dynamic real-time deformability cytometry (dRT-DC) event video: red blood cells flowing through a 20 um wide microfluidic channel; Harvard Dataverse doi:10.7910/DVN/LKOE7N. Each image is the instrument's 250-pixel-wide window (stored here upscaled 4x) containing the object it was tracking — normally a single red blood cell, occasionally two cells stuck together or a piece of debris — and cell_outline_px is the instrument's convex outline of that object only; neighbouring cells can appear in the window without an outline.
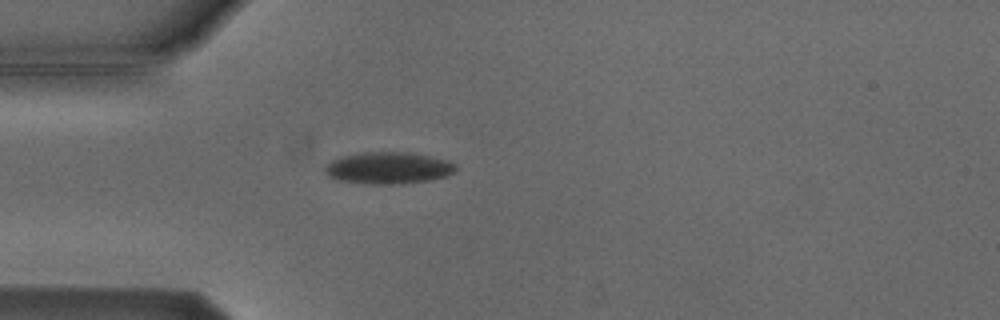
{"species": "Egyptian fruit bat (a non-hibernating species)", "species_latin": "Rousettus aegyptiacus", "temperature_condition": "cold", "stored_images_in_passage": 2, "camera_frame_rate_fps": 3000, "um_per_image_px": 0.085, "animal": {"sex": "male"}, "frame": {"image": 1, "passage_image": 2, "time_ms": 1.333, "image_size_px": [1000, 320], "cell_outline_px": [[456, 168], [452, 172], [444, 176], [428, 180], [404, 184], [364, 184], [336, 180], [328, 176], [324, 172], [324, 168], [332, 160], [344, 156], [364, 152], [408, 152], [448, 160], [456, 164]], "centroid_in_image_um": [32.97, 14.29], "position_along_channel_um": 52.0, "area_um2": 24.22}}